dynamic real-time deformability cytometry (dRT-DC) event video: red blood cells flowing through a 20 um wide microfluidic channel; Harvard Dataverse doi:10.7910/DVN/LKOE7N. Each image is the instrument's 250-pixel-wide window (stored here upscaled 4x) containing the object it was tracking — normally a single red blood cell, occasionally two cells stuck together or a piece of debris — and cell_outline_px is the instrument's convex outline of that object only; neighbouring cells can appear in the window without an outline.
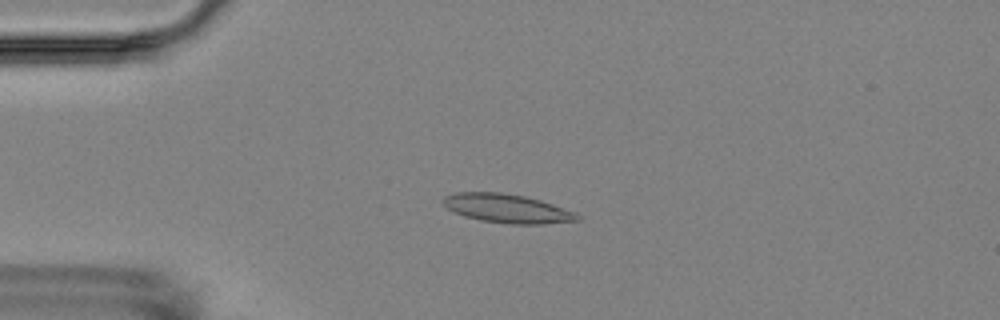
{"species": "Egyptian fruit bat (a non-hibernating species)", "species_latin": "Rousettus aegyptiacus", "temperature_condition": "room temperature", "stored_images_in_passage": 4, "camera_frame_rate_fps": 3000, "um_per_image_px": 0.085, "animal": {"sex": "female"}, "frame": {"image": 1, "passage_image": 3, "time_ms": 2.333, "image_size_px": [1000, 320], "cell_outline_px": [[580, 220], [544, 224], [512, 224], [480, 220], [464, 216], [448, 208], [440, 200], [444, 196], [456, 192], [500, 192], [524, 196], [540, 200], [576, 212], [580, 216]], "centroid_in_image_um": [43.11, 17.72], "position_along_channel_um": 41.9, "area_um2": 22.48}}